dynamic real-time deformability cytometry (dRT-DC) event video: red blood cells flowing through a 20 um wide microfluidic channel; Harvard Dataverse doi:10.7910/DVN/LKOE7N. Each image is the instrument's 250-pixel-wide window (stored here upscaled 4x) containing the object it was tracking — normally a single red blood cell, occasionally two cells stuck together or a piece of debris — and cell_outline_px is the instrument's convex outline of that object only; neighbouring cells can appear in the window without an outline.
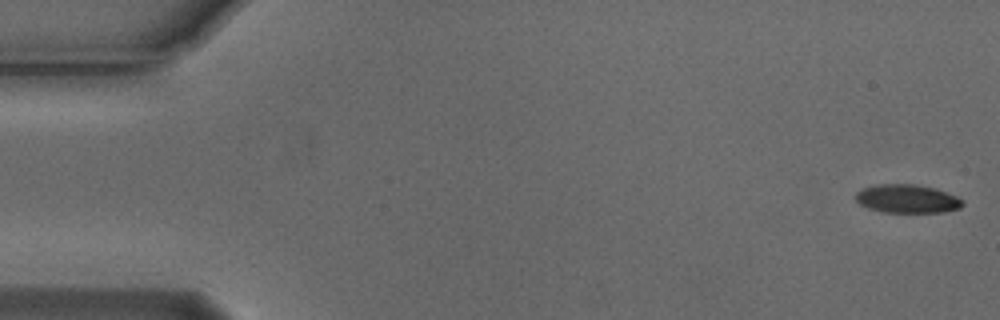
{"species": "Egyptian fruit bat (a non-hibernating species)", "species_latin": "Rousettus aegyptiacus", "temperature_condition": "cold", "stored_images_in_passage": 4, "camera_frame_rate_fps": 3000, "um_per_image_px": 0.085, "animal": {"sex": "male"}, "frame": {"image": 1, "passage_image": 1, "time_ms": 0.0, "image_size_px": [1000, 320], "cell_outline_px": [[964, 204], [960, 208], [944, 212], [884, 212], [868, 208], [860, 204], [856, 200], [856, 192], [860, 188], [876, 184], [912, 184], [936, 188], [956, 196], [964, 200]], "centroid_in_image_um": [77.11, 16.89], "position_along_channel_um": 7.9, "area_um2": 17.86}}